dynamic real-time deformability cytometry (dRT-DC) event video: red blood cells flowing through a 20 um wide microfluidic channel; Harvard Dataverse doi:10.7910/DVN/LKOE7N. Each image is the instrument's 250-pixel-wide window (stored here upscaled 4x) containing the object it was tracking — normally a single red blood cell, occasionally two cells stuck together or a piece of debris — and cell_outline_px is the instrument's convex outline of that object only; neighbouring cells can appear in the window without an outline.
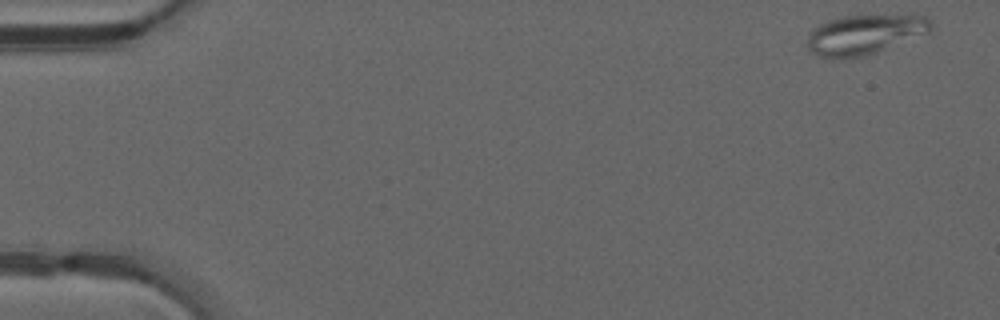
{"species": "common noctule bat (a hibernating species)", "species_latin": "Nyctalus noctula", "temperature_condition": "warm", "stored_images_in_passage": 48, "camera_frame_rate_fps": 3000, "um_per_image_px": 0.085, "animal": {"sex": "male", "forearm_length_mm": 52.5}, "frame": {"image": 1, "passage_image": 1, "time_ms": 0.0, "image_size_px": [1000, 320], "cell_outline_px": [[936, 28], [932, 32], [876, 52], [864, 56], [832, 60], [820, 56], [812, 52], [808, 48], [808, 36], [820, 24], [828, 20], [844, 16], [928, 16]], "centroid_in_image_um": [73.55, 2.95], "position_along_channel_um": 11.5, "area_um2": 28.61}}
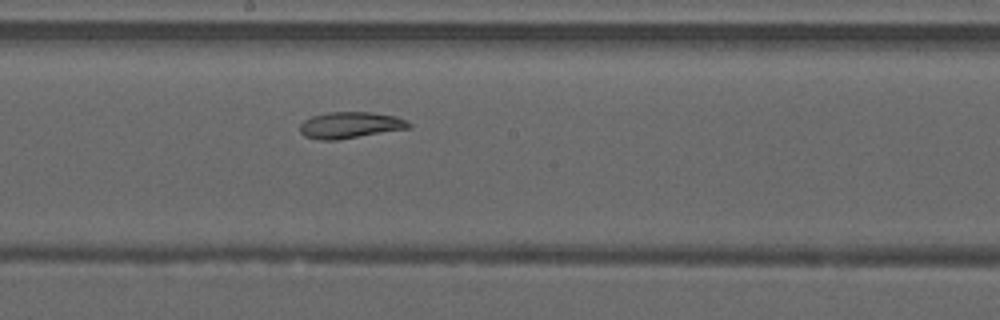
{"frame": {"image": 2, "passage_image": 26, "time_ms": 8.333, "image_size_px": [1000, 320], "cell_outline_px": [[412, 124], [408, 128], [336, 140], [316, 140], [304, 136], [300, 132], [300, 124], [304, 120], [312, 116], [328, 112], [372, 112], [396, 116], [408, 120]], "centroid_in_image_um": [29.75, 10.63], "position_along_channel_um": 218.5, "area_um2": 16.76}}
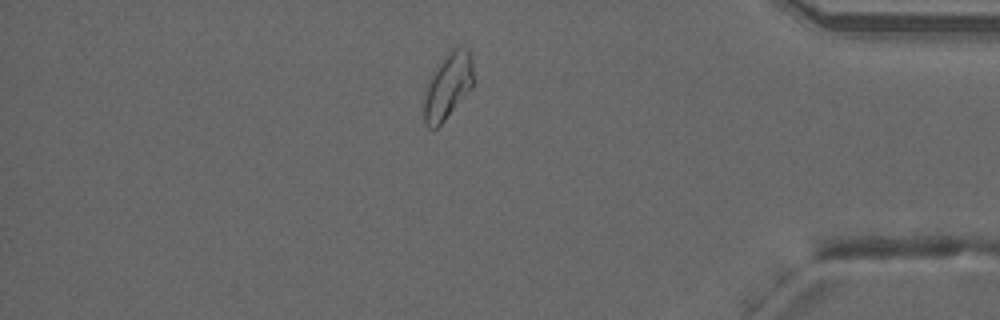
{"frame": {"image": 3, "passage_image": 41, "time_ms": 13.333, "image_size_px": [1000, 320], "cell_outline_px": [[476, 80], [472, 88], [444, 120], [436, 128], [428, 128], [424, 124], [424, 92], [428, 80], [432, 72], [444, 56], [452, 48], [464, 48], [472, 56]], "centroid_in_image_um": [38.08, 7.3], "position_along_channel_um": 397.1, "area_um2": 19.31}, "authors_computed_cell_mechanics": {"area_um2": 20.23, "velocity_mm_per_s": 4.1922, "shape_relaxation_time_tau1_ms": null, "shape_relaxation_time_tau2_ms": 4.5897, "deformation_change_tau1": null, "deformation_change_tau2": 0.0938}}